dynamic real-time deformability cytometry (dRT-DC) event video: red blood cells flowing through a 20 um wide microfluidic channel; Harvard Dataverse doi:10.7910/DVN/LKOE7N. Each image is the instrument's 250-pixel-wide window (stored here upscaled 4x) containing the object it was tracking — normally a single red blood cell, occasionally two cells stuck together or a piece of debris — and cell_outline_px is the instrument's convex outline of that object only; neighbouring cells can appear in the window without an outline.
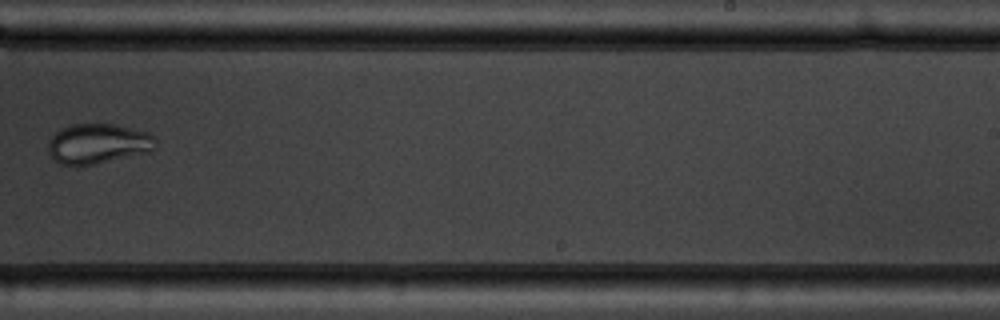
{"species": "common noctule bat (a hibernating species)", "species_latin": "Nyctalus noctula", "temperature_condition": "warm", "stored_images_in_passage": 9, "camera_frame_rate_fps": 3000, "um_per_image_px": 0.085, "animal": {"sex": "male", "body_mass_g": 19.5, "forearm_length_mm": 54.6}, "frame": {"image": 1, "passage_image": 8, "time_ms": 8.333, "image_size_px": [1000, 320], "cell_outline_px": [[156, 144], [148, 152], [92, 164], [60, 164], [48, 152], [48, 140], [60, 128], [72, 124], [116, 124], [148, 132], [156, 136]], "centroid_in_image_um": [8.33, 12.18], "position_along_channel_um": 280.7, "area_um2": 24.8}}